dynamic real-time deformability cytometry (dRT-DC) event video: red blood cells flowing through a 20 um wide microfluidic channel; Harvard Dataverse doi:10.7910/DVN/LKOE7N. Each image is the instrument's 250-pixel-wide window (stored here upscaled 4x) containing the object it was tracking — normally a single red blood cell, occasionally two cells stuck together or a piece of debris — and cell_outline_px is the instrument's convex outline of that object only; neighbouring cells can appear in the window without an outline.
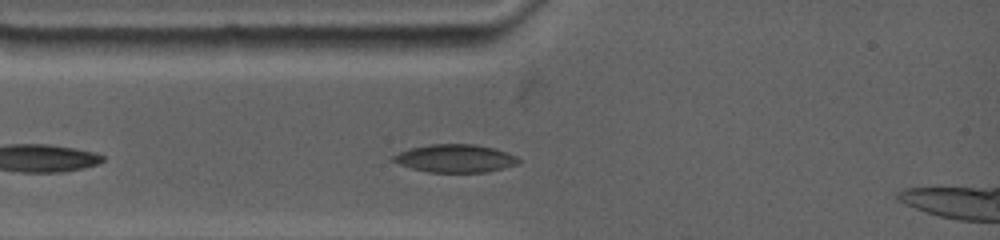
{"species": "common noctule bat (a hibernating species)", "species_latin": "Nyctalus noctula", "temperature_condition": "warm", "stored_images_in_passage": 11, "camera_frame_rate_fps": 4500, "um_per_image_px": 0.085, "animal": {"sex": "female", "body_mass_g": 19.0, "forearm_length_mm": 53.3}, "frame": {"image": 1, "passage_image": 6, "time_ms": 1.111, "image_size_px": [1000, 240], "cell_outline_px": [[520, 160], [516, 164], [504, 168], [484, 172], [428, 172], [412, 168], [400, 164], [392, 160], [392, 156], [408, 148], [428, 144], [476, 144], [496, 148], [508, 152], [516, 156]], "centroid_in_image_um": [38.7, 13.45], "position_along_channel_um": 46.3, "area_um2": 20.46}}